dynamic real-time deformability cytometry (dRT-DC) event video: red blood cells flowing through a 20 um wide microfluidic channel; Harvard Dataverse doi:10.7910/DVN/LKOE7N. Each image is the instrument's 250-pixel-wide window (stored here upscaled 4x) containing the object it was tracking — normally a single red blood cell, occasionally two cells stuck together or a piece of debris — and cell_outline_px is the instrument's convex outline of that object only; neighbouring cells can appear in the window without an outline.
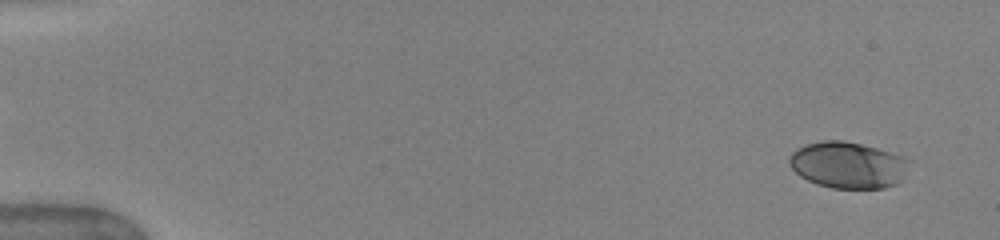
{"species": "human", "species_latin": "Homo sapiens", "temperature_condition": "warm", "stored_images_in_passage": 50, "camera_frame_rate_fps": 3000, "um_per_image_px": 0.085, "donor": {"sex": "female"}, "frame": {"image": 1, "passage_image": 3, "time_ms": 0.667, "image_size_px": [1000, 240], "cell_outline_px": [[908, 160], [896, 184], [884, 188], [832, 188], [816, 184], [800, 176], [788, 164], [788, 156], [796, 148], [804, 144], [824, 140], [844, 140], [876, 148], [900, 156]], "centroid_in_image_um": [71.95, 14.01], "position_along_channel_um": 13.0, "area_um2": 31.96}}
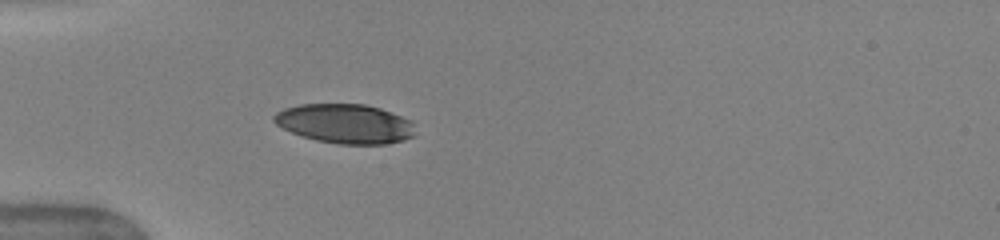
{"frame": {"image": 2, "passage_image": 16, "time_ms": 5.0, "image_size_px": [1000, 240], "cell_outline_px": [[412, 136], [404, 140], [384, 144], [340, 144], [316, 140], [292, 132], [276, 124], [272, 120], [272, 116], [276, 112], [284, 108], [300, 104], [364, 104], [380, 108], [412, 120]], "centroid_in_image_um": [29.3, 10.5], "position_along_channel_um": 55.7, "area_um2": 32.19}}
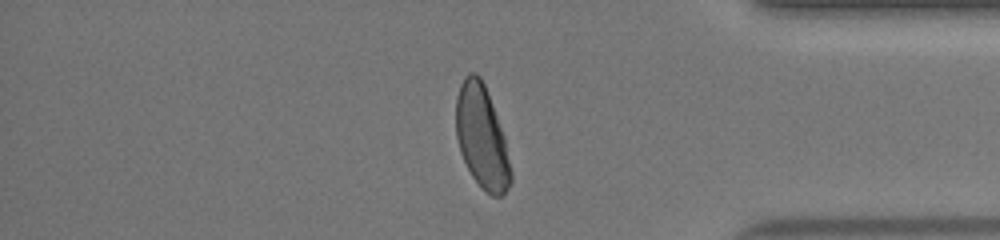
{"frame": {"image": 3, "passage_image": 43, "time_ms": 14.0, "image_size_px": [1000, 240], "cell_outline_px": [[512, 180], [508, 188], [500, 196], [492, 196], [472, 176], [460, 152], [456, 136], [456, 96], [460, 84], [464, 76], [468, 72], [476, 72], [480, 76], [484, 84], [492, 104], [504, 136], [512, 172]], "centroid_in_image_um": [40.94, 11.61], "position_along_channel_um": 394.3, "area_um2": 32.6}, "authors_computed_cell_mechanics": {"area_um2": 33.6685, "velocity_mm_per_s": 4.0755, "shape_relaxation_time_tau1_ms": 3.2234, "shape_relaxation_time_tau2_ms": null, "deformation_change_tau1": 0.1687, "deformation_change_tau2": null}}